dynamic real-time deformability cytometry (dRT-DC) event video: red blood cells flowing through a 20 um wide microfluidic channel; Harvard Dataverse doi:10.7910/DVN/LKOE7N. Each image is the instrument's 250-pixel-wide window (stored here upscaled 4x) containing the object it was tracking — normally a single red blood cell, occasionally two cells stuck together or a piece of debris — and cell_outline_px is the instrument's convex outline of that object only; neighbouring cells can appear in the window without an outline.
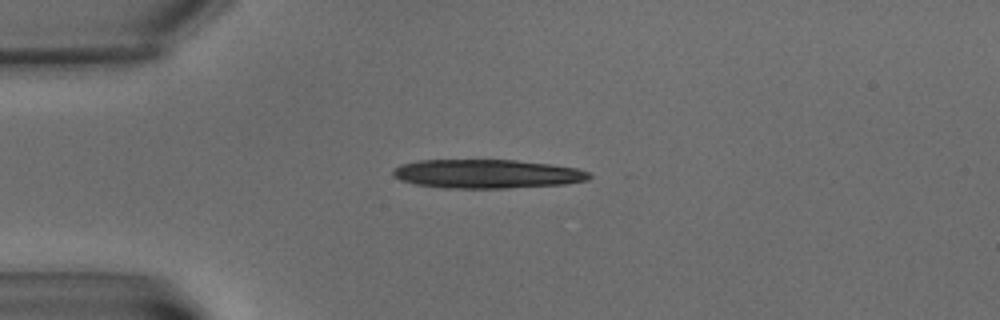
{"species": "common noctule bat (a hibernating species)", "species_latin": "Nyctalus noctula", "temperature_condition": "warm", "stored_images_in_passage": 4, "camera_frame_rate_fps": 3000, "um_per_image_px": 0.085, "animal": {"sex": "male", "body_mass_g": 15.6}, "frame": {"image": 1, "passage_image": 1, "time_ms": 0.0, "image_size_px": [1000, 320], "cell_outline_px": [[592, 176], [588, 180], [568, 184], [508, 188], [444, 188], [416, 184], [400, 180], [392, 176], [392, 172], [400, 164], [420, 160], [516, 160], [552, 164], [576, 168], [588, 172]], "centroid_in_image_um": [41.41, 14.78], "position_along_channel_um": 43.6, "area_um2": 33.18}}
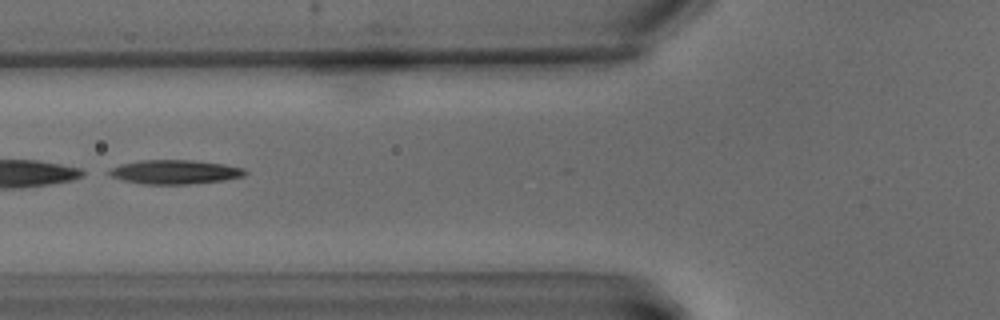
{"frame": {"image": 2, "passage_image": 3, "time_ms": 3.333, "image_size_px": [1000, 320], "cell_outline_px": [[248, 172], [244, 176], [224, 180], [188, 184], [144, 184], [124, 180], [112, 176], [108, 172], [112, 168], [120, 164], [140, 160], [192, 160], [224, 164], [244, 168]], "centroid_in_image_um": [14.9, 14.61], "position_along_channel_um": 110.9, "area_um2": 18.96}}